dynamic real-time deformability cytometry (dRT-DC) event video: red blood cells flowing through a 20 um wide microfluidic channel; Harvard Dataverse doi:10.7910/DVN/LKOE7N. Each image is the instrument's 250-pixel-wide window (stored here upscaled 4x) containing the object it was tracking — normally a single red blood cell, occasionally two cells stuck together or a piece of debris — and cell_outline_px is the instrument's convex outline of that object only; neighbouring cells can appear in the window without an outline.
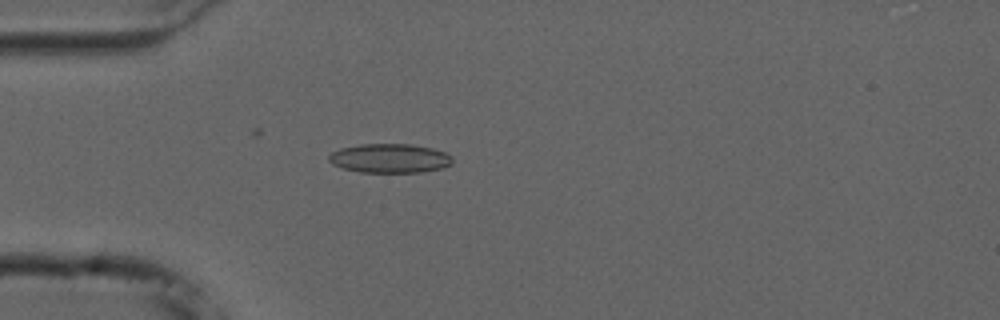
{"species": "common noctule bat (a hibernating species)", "species_latin": "Nyctalus noctula", "temperature_condition": "cold", "stored_images_in_passage": 40, "camera_frame_rate_fps": 3000, "um_per_image_px": 0.085, "animal": {"sex": "male", "forearm_length_mm": 52.5}, "frame": {"image": 1, "passage_image": 1, "time_ms": 0.0, "image_size_px": [1000, 320], "cell_outline_px": [[452, 164], [440, 168], [420, 172], [360, 172], [344, 168], [332, 164], [328, 160], [328, 156], [332, 152], [340, 148], [360, 144], [412, 144], [432, 148], [444, 152], [452, 156]], "centroid_in_image_um": [33.12, 13.45], "position_along_channel_um": 51.9, "area_um2": 20.92}}
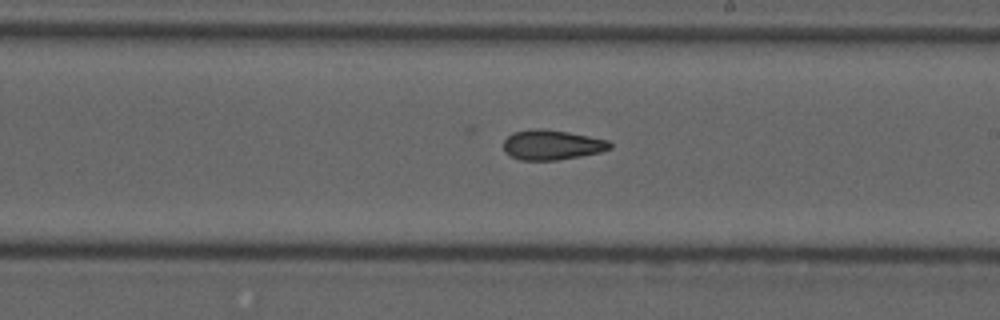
{"frame": {"image": 2, "passage_image": 17, "time_ms": 5.333, "image_size_px": [1000, 320], "cell_outline_px": [[612, 148], [600, 152], [580, 156], [556, 160], [520, 160], [504, 152], [504, 140], [512, 132], [532, 128], [544, 128], [568, 132], [608, 140], [612, 144]], "centroid_in_image_um": [46.9, 12.3], "position_along_channel_um": 242.1, "area_um2": 18.61}}
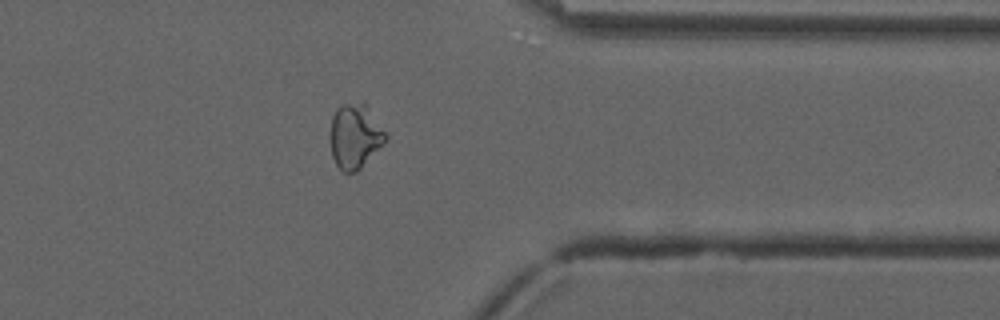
{"frame": {"image": 3, "passage_image": 29, "time_ms": 9.333, "image_size_px": [1000, 320], "cell_outline_px": [[388, 136], [360, 168], [356, 172], [344, 172], [336, 164], [332, 156], [328, 136], [332, 116], [336, 108], [344, 104], [364, 100], [368, 104]], "centroid_in_image_um": [30.13, 11.5], "position_along_channel_um": 381.3, "area_um2": 21.1}, "authors_computed_cell_mechanics": {"area_um2": 19.8543, "velocity_mm_per_s": 3.7462, "shape_relaxation_time_tau1_ms": null, "shape_relaxation_time_tau2_ms": 3.7878, "deformation_change_tau1": null, "deformation_change_tau2": 0.1226}}